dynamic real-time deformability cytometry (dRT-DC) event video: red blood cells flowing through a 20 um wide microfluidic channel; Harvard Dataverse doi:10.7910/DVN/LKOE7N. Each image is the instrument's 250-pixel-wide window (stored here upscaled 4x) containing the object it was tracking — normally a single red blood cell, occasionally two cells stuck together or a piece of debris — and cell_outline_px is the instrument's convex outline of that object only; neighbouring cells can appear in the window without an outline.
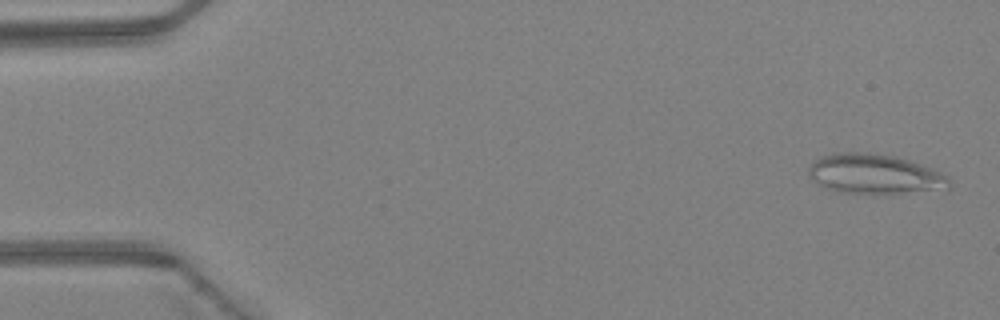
{"species": "Egyptian fruit bat (a non-hibernating species)", "species_latin": "Rousettus aegyptiacus", "temperature_condition": "warm", "stored_images_in_passage": 46, "camera_frame_rate_fps": 3000, "um_per_image_px": 0.085, "animal": {"sex": "female"}, "frame": {"image": 1, "passage_image": 2, "time_ms": 0.333, "image_size_px": [1000, 320], "cell_outline_px": [[952, 188], [948, 192], [840, 192], [828, 188], [812, 180], [808, 176], [808, 168], [812, 160], [820, 156], [836, 152], [868, 152], [896, 156], [932, 168], [948, 176]], "centroid_in_image_um": [74.41, 14.78], "position_along_channel_um": 10.6, "area_um2": 32.95}}
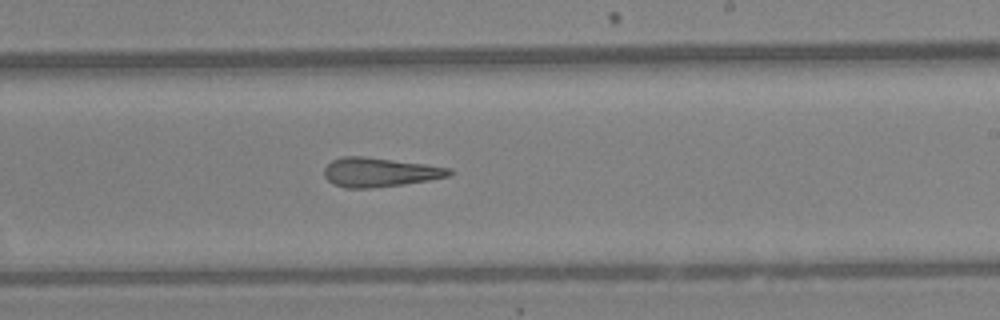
{"frame": {"image": 2, "passage_image": 28, "time_ms": 9.0, "image_size_px": [1000, 320], "cell_outline_px": [[456, 172], [448, 176], [428, 180], [404, 184], [368, 188], [344, 188], [328, 180], [324, 176], [324, 168], [332, 160], [344, 156], [364, 156], [424, 164], [452, 168]], "centroid_in_image_um": [32.28, 14.63], "position_along_channel_um": 256.7, "area_um2": 21.15}}
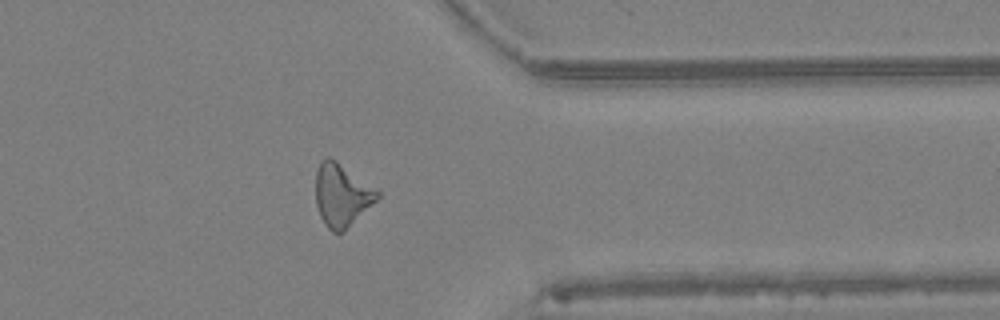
{"frame": {"image": 3, "passage_image": 37, "time_ms": 12.0, "image_size_px": [1000, 320], "cell_outline_px": [[380, 196], [344, 232], [332, 232], [324, 224], [320, 216], [316, 204], [316, 172], [320, 160], [328, 156], [336, 160], [380, 192]], "centroid_in_image_um": [29.02, 16.58], "position_along_channel_um": 382.4, "area_um2": 22.37}, "authors_computed_cell_mechanics": {"area_um2": 22.3975, "velocity_mm_per_s": 4.453, "shape_relaxation_time_tau1_ms": null, "shape_relaxation_time_tau2_ms": 3.6475, "deformation_change_tau1": null, "deformation_change_tau2": 0.177}}